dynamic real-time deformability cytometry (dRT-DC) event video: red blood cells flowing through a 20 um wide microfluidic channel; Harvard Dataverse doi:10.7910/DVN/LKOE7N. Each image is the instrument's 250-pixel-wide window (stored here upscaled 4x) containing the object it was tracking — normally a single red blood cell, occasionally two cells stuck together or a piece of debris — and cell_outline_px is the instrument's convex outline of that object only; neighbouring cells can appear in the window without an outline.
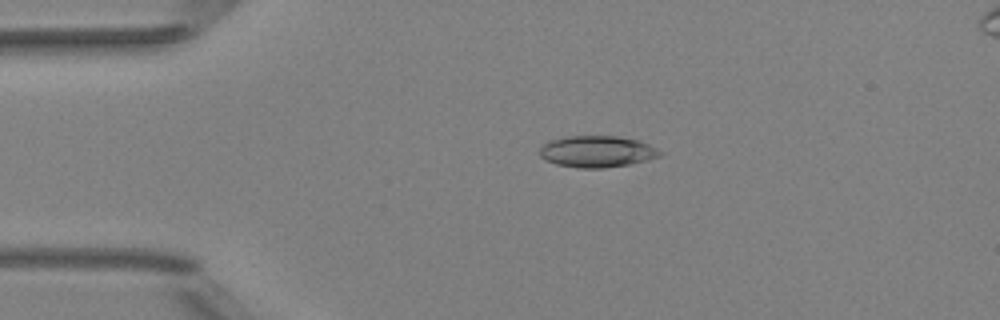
{"species": "Egyptian fruit bat (a non-hibernating species)", "species_latin": "Rousettus aegyptiacus", "temperature_condition": "room temperature", "stored_images_in_passage": 5, "camera_frame_rate_fps": 3000, "um_per_image_px": 0.085, "animal": {"sex": "female"}, "frame": {"image": 1, "passage_image": 4, "time_ms": 1.0, "image_size_px": [1000, 320], "cell_outline_px": [[664, 152], [660, 156], [648, 160], [628, 164], [604, 168], [576, 168], [556, 164], [544, 160], [540, 156], [540, 148], [548, 140], [568, 136], [616, 136], [640, 140]], "centroid_in_image_um": [50.74, 12.88], "position_along_channel_um": 34.3, "area_um2": 22.25}}
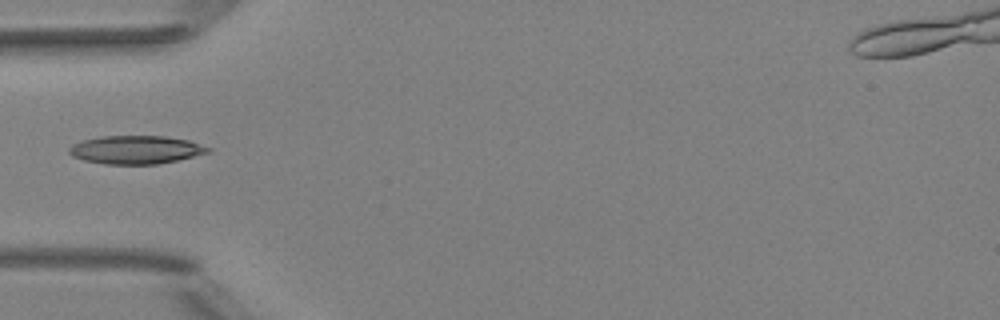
{"frame": {"image": 2, "passage_image": 5, "time_ms": 1.333, "image_size_px": [1000, 320], "cell_outline_px": [[212, 148], [208, 152], [176, 160], [156, 164], [104, 164], [84, 160], [72, 156], [68, 152], [68, 148], [72, 144], [84, 140], [100, 136], [164, 136], [188, 140]], "centroid_in_image_um": [11.5, 12.72], "position_along_channel_um": 73.5, "area_um2": 22.72}}